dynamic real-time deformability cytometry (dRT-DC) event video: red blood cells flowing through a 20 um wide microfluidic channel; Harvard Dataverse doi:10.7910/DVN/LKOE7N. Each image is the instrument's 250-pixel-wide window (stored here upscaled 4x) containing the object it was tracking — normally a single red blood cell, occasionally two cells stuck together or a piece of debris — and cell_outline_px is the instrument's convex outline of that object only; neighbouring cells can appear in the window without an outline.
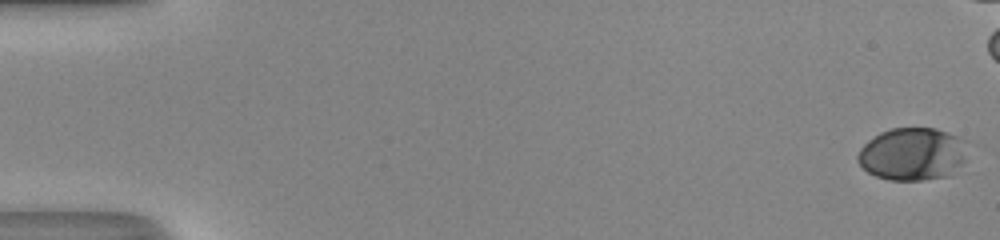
{"species": "human", "species_latin": "Homo sapiens", "temperature_condition": "room temperature", "stored_images_in_passage": 43, "camera_frame_rate_fps": 3000, "um_per_image_px": 0.085, "donor": {"sex": "male"}, "frame": {"image": 1, "passage_image": 1, "time_ms": 0.0, "image_size_px": [1000, 240], "cell_outline_px": [[968, 140], [964, 160], [948, 176], [924, 180], [888, 180], [876, 176], [868, 172], [856, 160], [856, 156], [860, 148], [868, 140], [880, 132], [892, 128], [936, 128]], "centroid_in_image_um": [77.55, 13.08], "position_along_channel_um": 7.4, "area_um2": 33.87}}
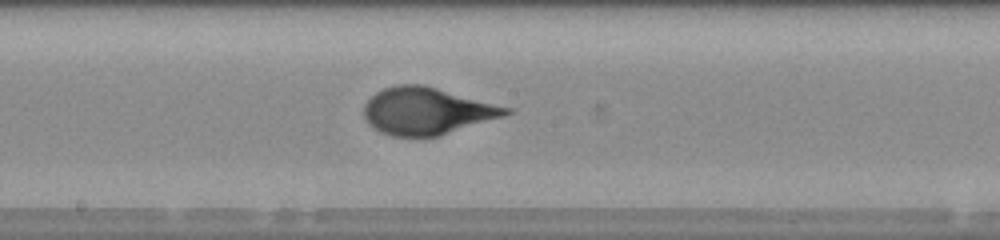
{"frame": {"image": 2, "passage_image": 29, "time_ms": 9.333, "image_size_px": [1000, 240], "cell_outline_px": [[512, 112], [504, 116], [440, 136], [392, 136], [380, 132], [372, 128], [364, 120], [364, 104], [376, 92], [384, 88], [396, 84], [424, 84], [512, 108]], "centroid_in_image_um": [36.27, 9.43], "position_along_channel_um": 211.9, "area_um2": 39.13}}
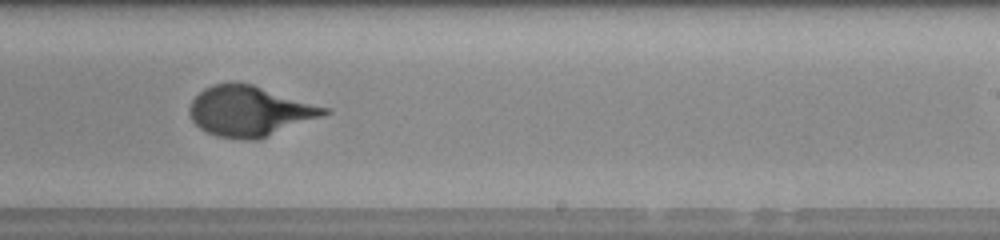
{"frame": {"image": 3, "passage_image": 33, "time_ms": 10.667, "image_size_px": [1000, 240], "cell_outline_px": [[332, 112], [260, 140], [244, 140], [216, 136], [200, 128], [192, 120], [188, 112], [188, 108], [192, 100], [204, 88], [212, 84], [252, 84], [332, 108]], "centroid_in_image_um": [21.26, 9.46], "position_along_channel_um": 267.7, "area_um2": 39.54}}